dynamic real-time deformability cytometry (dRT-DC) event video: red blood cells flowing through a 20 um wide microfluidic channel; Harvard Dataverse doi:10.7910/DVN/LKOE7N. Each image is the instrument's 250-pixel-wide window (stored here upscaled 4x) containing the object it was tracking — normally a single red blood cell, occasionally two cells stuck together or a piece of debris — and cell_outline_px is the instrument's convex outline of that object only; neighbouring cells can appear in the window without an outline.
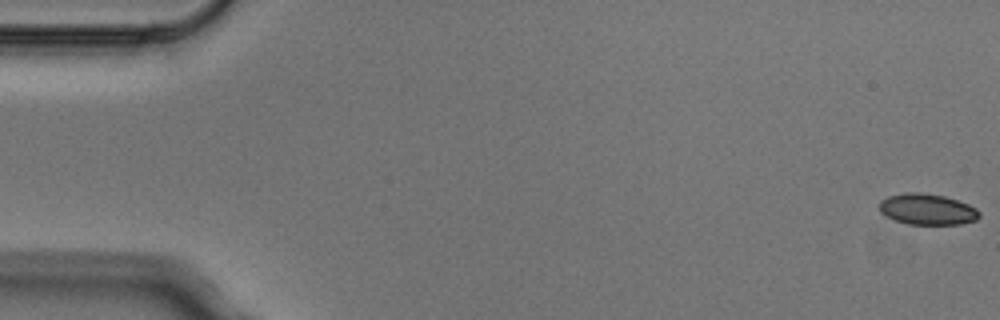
{"species": "Egyptian fruit bat (a non-hibernating species)", "species_latin": "Rousettus aegyptiacus", "temperature_condition": "cold", "stored_images_in_passage": 6, "segment_of_instrument_passage": [1, 2], "camera_frame_rate_fps": 3000, "um_per_image_px": 0.085, "animal": {"sex": "male"}, "frame": {"image": 1, "passage_image": 1, "time_ms": 0.0, "image_size_px": [1000, 320], "cell_outline_px": [[980, 216], [976, 220], [960, 224], [908, 224], [884, 216], [880, 212], [880, 200], [888, 196], [908, 192], [920, 192], [944, 196], [968, 204], [976, 208], [980, 212]], "centroid_in_image_um": [78.81, 17.79], "position_along_channel_um": 6.2, "area_um2": 18.03}}
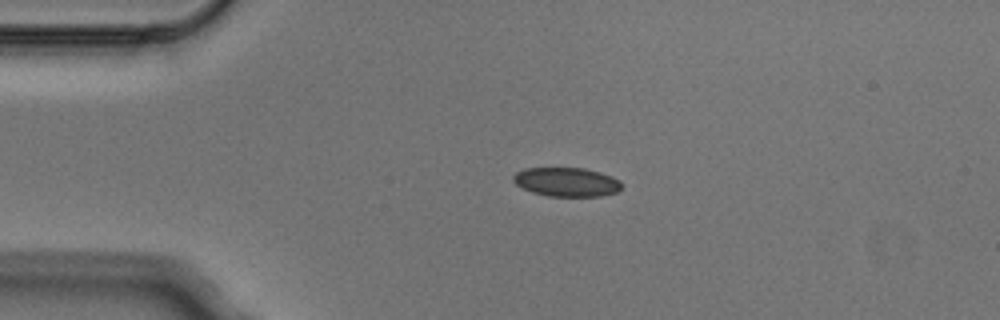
{"frame": {"image": 2, "passage_image": 4, "time_ms": 1.0, "image_size_px": [1000, 320], "cell_outline_px": [[620, 188], [616, 192], [600, 196], [548, 196], [532, 192], [516, 184], [512, 180], [512, 176], [516, 172], [524, 168], [584, 168], [600, 172], [612, 176], [620, 180]], "centroid_in_image_um": [48.14, 15.46], "position_along_channel_um": 36.9, "area_um2": 18.26}}